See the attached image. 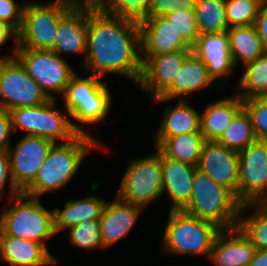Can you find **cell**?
Wrapping results in <instances>:
<instances>
[{
    "label": "cell",
    "instance_id": "42",
    "mask_svg": "<svg viewBox=\"0 0 267 266\" xmlns=\"http://www.w3.org/2000/svg\"><path fill=\"white\" fill-rule=\"evenodd\" d=\"M255 26L267 53V0L261 6L259 15L256 18Z\"/></svg>",
    "mask_w": 267,
    "mask_h": 266
},
{
    "label": "cell",
    "instance_id": "43",
    "mask_svg": "<svg viewBox=\"0 0 267 266\" xmlns=\"http://www.w3.org/2000/svg\"><path fill=\"white\" fill-rule=\"evenodd\" d=\"M9 38H12L15 41L14 42L15 46L14 49L12 50V55L10 54L9 56H15L16 51L19 48L18 45L19 32L9 24L0 22V46L6 44L5 42H7Z\"/></svg>",
    "mask_w": 267,
    "mask_h": 266
},
{
    "label": "cell",
    "instance_id": "32",
    "mask_svg": "<svg viewBox=\"0 0 267 266\" xmlns=\"http://www.w3.org/2000/svg\"><path fill=\"white\" fill-rule=\"evenodd\" d=\"M255 140L251 118L243 108L216 141L239 152Z\"/></svg>",
    "mask_w": 267,
    "mask_h": 266
},
{
    "label": "cell",
    "instance_id": "25",
    "mask_svg": "<svg viewBox=\"0 0 267 266\" xmlns=\"http://www.w3.org/2000/svg\"><path fill=\"white\" fill-rule=\"evenodd\" d=\"M107 201L94 195L83 199L68 200L64 208H54V230L69 229L87 220H99L102 217Z\"/></svg>",
    "mask_w": 267,
    "mask_h": 266
},
{
    "label": "cell",
    "instance_id": "11",
    "mask_svg": "<svg viewBox=\"0 0 267 266\" xmlns=\"http://www.w3.org/2000/svg\"><path fill=\"white\" fill-rule=\"evenodd\" d=\"M15 56L49 99L56 98L52 93L63 94L71 77L76 73L64 57L52 50L18 48Z\"/></svg>",
    "mask_w": 267,
    "mask_h": 266
},
{
    "label": "cell",
    "instance_id": "8",
    "mask_svg": "<svg viewBox=\"0 0 267 266\" xmlns=\"http://www.w3.org/2000/svg\"><path fill=\"white\" fill-rule=\"evenodd\" d=\"M100 79L93 74L82 78L75 73L62 94L67 115L81 125L103 122L110 111L112 96L107 81Z\"/></svg>",
    "mask_w": 267,
    "mask_h": 266
},
{
    "label": "cell",
    "instance_id": "40",
    "mask_svg": "<svg viewBox=\"0 0 267 266\" xmlns=\"http://www.w3.org/2000/svg\"><path fill=\"white\" fill-rule=\"evenodd\" d=\"M8 181H9L8 185L11 198H14L22 193L13 183L8 151L0 152V198L5 193L4 190L6 187V183H8Z\"/></svg>",
    "mask_w": 267,
    "mask_h": 266
},
{
    "label": "cell",
    "instance_id": "21",
    "mask_svg": "<svg viewBox=\"0 0 267 266\" xmlns=\"http://www.w3.org/2000/svg\"><path fill=\"white\" fill-rule=\"evenodd\" d=\"M193 53L205 63L214 83L235 68L226 32L200 35L193 47Z\"/></svg>",
    "mask_w": 267,
    "mask_h": 266
},
{
    "label": "cell",
    "instance_id": "15",
    "mask_svg": "<svg viewBox=\"0 0 267 266\" xmlns=\"http://www.w3.org/2000/svg\"><path fill=\"white\" fill-rule=\"evenodd\" d=\"M193 50H178L150 56L144 63L139 86L149 96L160 97L174 82L186 58Z\"/></svg>",
    "mask_w": 267,
    "mask_h": 266
},
{
    "label": "cell",
    "instance_id": "35",
    "mask_svg": "<svg viewBox=\"0 0 267 266\" xmlns=\"http://www.w3.org/2000/svg\"><path fill=\"white\" fill-rule=\"evenodd\" d=\"M69 241L81 249L102 248L101 226L99 220H87L69 228Z\"/></svg>",
    "mask_w": 267,
    "mask_h": 266
},
{
    "label": "cell",
    "instance_id": "9",
    "mask_svg": "<svg viewBox=\"0 0 267 266\" xmlns=\"http://www.w3.org/2000/svg\"><path fill=\"white\" fill-rule=\"evenodd\" d=\"M156 150L129 162L115 195L118 199L145 208L163 194L161 152Z\"/></svg>",
    "mask_w": 267,
    "mask_h": 266
},
{
    "label": "cell",
    "instance_id": "30",
    "mask_svg": "<svg viewBox=\"0 0 267 266\" xmlns=\"http://www.w3.org/2000/svg\"><path fill=\"white\" fill-rule=\"evenodd\" d=\"M225 6L226 0H197L194 10L200 35L228 31Z\"/></svg>",
    "mask_w": 267,
    "mask_h": 266
},
{
    "label": "cell",
    "instance_id": "27",
    "mask_svg": "<svg viewBox=\"0 0 267 266\" xmlns=\"http://www.w3.org/2000/svg\"><path fill=\"white\" fill-rule=\"evenodd\" d=\"M205 139L201 132L157 137L155 148L165 157L197 166Z\"/></svg>",
    "mask_w": 267,
    "mask_h": 266
},
{
    "label": "cell",
    "instance_id": "4",
    "mask_svg": "<svg viewBox=\"0 0 267 266\" xmlns=\"http://www.w3.org/2000/svg\"><path fill=\"white\" fill-rule=\"evenodd\" d=\"M40 200L22 193L11 198L14 205L0 212V234L35 241L47 247L44 241L56 235L54 211L48 210Z\"/></svg>",
    "mask_w": 267,
    "mask_h": 266
},
{
    "label": "cell",
    "instance_id": "36",
    "mask_svg": "<svg viewBox=\"0 0 267 266\" xmlns=\"http://www.w3.org/2000/svg\"><path fill=\"white\" fill-rule=\"evenodd\" d=\"M164 17L173 24L182 40L189 47L193 48L200 36L195 10L177 9L166 14Z\"/></svg>",
    "mask_w": 267,
    "mask_h": 266
},
{
    "label": "cell",
    "instance_id": "17",
    "mask_svg": "<svg viewBox=\"0 0 267 266\" xmlns=\"http://www.w3.org/2000/svg\"><path fill=\"white\" fill-rule=\"evenodd\" d=\"M88 1H78L58 23L57 35L52 51L63 57L64 53L83 55L87 49Z\"/></svg>",
    "mask_w": 267,
    "mask_h": 266
},
{
    "label": "cell",
    "instance_id": "19",
    "mask_svg": "<svg viewBox=\"0 0 267 266\" xmlns=\"http://www.w3.org/2000/svg\"><path fill=\"white\" fill-rule=\"evenodd\" d=\"M256 250L238 227L222 229L214 240L210 259L215 266H249Z\"/></svg>",
    "mask_w": 267,
    "mask_h": 266
},
{
    "label": "cell",
    "instance_id": "10",
    "mask_svg": "<svg viewBox=\"0 0 267 266\" xmlns=\"http://www.w3.org/2000/svg\"><path fill=\"white\" fill-rule=\"evenodd\" d=\"M48 100L16 56L0 57V108L35 107Z\"/></svg>",
    "mask_w": 267,
    "mask_h": 266
},
{
    "label": "cell",
    "instance_id": "6",
    "mask_svg": "<svg viewBox=\"0 0 267 266\" xmlns=\"http://www.w3.org/2000/svg\"><path fill=\"white\" fill-rule=\"evenodd\" d=\"M55 103V99H49L39 106L9 110L13 131L20 127L26 132L25 135L46 138L54 143L69 142L78 134L90 135L84 128L72 122L69 116L67 118L61 112L63 110L55 109Z\"/></svg>",
    "mask_w": 267,
    "mask_h": 266
},
{
    "label": "cell",
    "instance_id": "34",
    "mask_svg": "<svg viewBox=\"0 0 267 266\" xmlns=\"http://www.w3.org/2000/svg\"><path fill=\"white\" fill-rule=\"evenodd\" d=\"M266 0H226V19L229 28L255 24Z\"/></svg>",
    "mask_w": 267,
    "mask_h": 266
},
{
    "label": "cell",
    "instance_id": "33",
    "mask_svg": "<svg viewBox=\"0 0 267 266\" xmlns=\"http://www.w3.org/2000/svg\"><path fill=\"white\" fill-rule=\"evenodd\" d=\"M108 14L137 22L150 17L152 0H95Z\"/></svg>",
    "mask_w": 267,
    "mask_h": 266
},
{
    "label": "cell",
    "instance_id": "29",
    "mask_svg": "<svg viewBox=\"0 0 267 266\" xmlns=\"http://www.w3.org/2000/svg\"><path fill=\"white\" fill-rule=\"evenodd\" d=\"M252 209L254 212L244 217ZM237 227L256 249L267 250V204H243Z\"/></svg>",
    "mask_w": 267,
    "mask_h": 266
},
{
    "label": "cell",
    "instance_id": "38",
    "mask_svg": "<svg viewBox=\"0 0 267 266\" xmlns=\"http://www.w3.org/2000/svg\"><path fill=\"white\" fill-rule=\"evenodd\" d=\"M24 5L25 2L19 4L15 0H0V22L9 24L19 32Z\"/></svg>",
    "mask_w": 267,
    "mask_h": 266
},
{
    "label": "cell",
    "instance_id": "31",
    "mask_svg": "<svg viewBox=\"0 0 267 266\" xmlns=\"http://www.w3.org/2000/svg\"><path fill=\"white\" fill-rule=\"evenodd\" d=\"M244 74L237 84L242 99L267 97V53L244 65Z\"/></svg>",
    "mask_w": 267,
    "mask_h": 266
},
{
    "label": "cell",
    "instance_id": "44",
    "mask_svg": "<svg viewBox=\"0 0 267 266\" xmlns=\"http://www.w3.org/2000/svg\"><path fill=\"white\" fill-rule=\"evenodd\" d=\"M249 266H267V250L257 249Z\"/></svg>",
    "mask_w": 267,
    "mask_h": 266
},
{
    "label": "cell",
    "instance_id": "37",
    "mask_svg": "<svg viewBox=\"0 0 267 266\" xmlns=\"http://www.w3.org/2000/svg\"><path fill=\"white\" fill-rule=\"evenodd\" d=\"M242 102L251 118L256 139L267 142V97L244 99Z\"/></svg>",
    "mask_w": 267,
    "mask_h": 266
},
{
    "label": "cell",
    "instance_id": "12",
    "mask_svg": "<svg viewBox=\"0 0 267 266\" xmlns=\"http://www.w3.org/2000/svg\"><path fill=\"white\" fill-rule=\"evenodd\" d=\"M238 200L267 204V142L255 140L238 152Z\"/></svg>",
    "mask_w": 267,
    "mask_h": 266
},
{
    "label": "cell",
    "instance_id": "20",
    "mask_svg": "<svg viewBox=\"0 0 267 266\" xmlns=\"http://www.w3.org/2000/svg\"><path fill=\"white\" fill-rule=\"evenodd\" d=\"M113 202L106 203L102 217L99 219L101 238L104 248H109L127 235L138 221L141 206L126 203L116 196Z\"/></svg>",
    "mask_w": 267,
    "mask_h": 266
},
{
    "label": "cell",
    "instance_id": "2",
    "mask_svg": "<svg viewBox=\"0 0 267 266\" xmlns=\"http://www.w3.org/2000/svg\"><path fill=\"white\" fill-rule=\"evenodd\" d=\"M104 150V145L90 135L78 134L69 142L55 143L37 172L34 180L22 194L39 198L42 194L53 193L64 188L77 173L91 148Z\"/></svg>",
    "mask_w": 267,
    "mask_h": 266
},
{
    "label": "cell",
    "instance_id": "7",
    "mask_svg": "<svg viewBox=\"0 0 267 266\" xmlns=\"http://www.w3.org/2000/svg\"><path fill=\"white\" fill-rule=\"evenodd\" d=\"M79 0H55L47 3L25 1L22 26L19 31V48L52 50L59 20Z\"/></svg>",
    "mask_w": 267,
    "mask_h": 266
},
{
    "label": "cell",
    "instance_id": "18",
    "mask_svg": "<svg viewBox=\"0 0 267 266\" xmlns=\"http://www.w3.org/2000/svg\"><path fill=\"white\" fill-rule=\"evenodd\" d=\"M163 193L167 192L170 211H182L190 202L197 166L165 157L161 153Z\"/></svg>",
    "mask_w": 267,
    "mask_h": 266
},
{
    "label": "cell",
    "instance_id": "41",
    "mask_svg": "<svg viewBox=\"0 0 267 266\" xmlns=\"http://www.w3.org/2000/svg\"><path fill=\"white\" fill-rule=\"evenodd\" d=\"M13 131L10 112L0 108V152H6L10 146V135Z\"/></svg>",
    "mask_w": 267,
    "mask_h": 266
},
{
    "label": "cell",
    "instance_id": "23",
    "mask_svg": "<svg viewBox=\"0 0 267 266\" xmlns=\"http://www.w3.org/2000/svg\"><path fill=\"white\" fill-rule=\"evenodd\" d=\"M213 82L205 63L192 52L175 76L173 84L160 97L153 100L159 103L175 97H181L182 100L187 94L210 87Z\"/></svg>",
    "mask_w": 267,
    "mask_h": 266
},
{
    "label": "cell",
    "instance_id": "39",
    "mask_svg": "<svg viewBox=\"0 0 267 266\" xmlns=\"http://www.w3.org/2000/svg\"><path fill=\"white\" fill-rule=\"evenodd\" d=\"M197 0H152L150 16H165L166 14L181 10H194Z\"/></svg>",
    "mask_w": 267,
    "mask_h": 266
},
{
    "label": "cell",
    "instance_id": "3",
    "mask_svg": "<svg viewBox=\"0 0 267 266\" xmlns=\"http://www.w3.org/2000/svg\"><path fill=\"white\" fill-rule=\"evenodd\" d=\"M242 205L230 189L196 169L191 200L182 211L221 229H232L238 226Z\"/></svg>",
    "mask_w": 267,
    "mask_h": 266
},
{
    "label": "cell",
    "instance_id": "26",
    "mask_svg": "<svg viewBox=\"0 0 267 266\" xmlns=\"http://www.w3.org/2000/svg\"><path fill=\"white\" fill-rule=\"evenodd\" d=\"M156 137H172L201 132V113L180 99L175 107L167 106Z\"/></svg>",
    "mask_w": 267,
    "mask_h": 266
},
{
    "label": "cell",
    "instance_id": "1",
    "mask_svg": "<svg viewBox=\"0 0 267 266\" xmlns=\"http://www.w3.org/2000/svg\"><path fill=\"white\" fill-rule=\"evenodd\" d=\"M84 72L126 76L139 84L143 62L139 22L105 12L95 0L88 1L87 49Z\"/></svg>",
    "mask_w": 267,
    "mask_h": 266
},
{
    "label": "cell",
    "instance_id": "24",
    "mask_svg": "<svg viewBox=\"0 0 267 266\" xmlns=\"http://www.w3.org/2000/svg\"><path fill=\"white\" fill-rule=\"evenodd\" d=\"M242 109L243 102L237 94L207 105L201 113L200 127L205 141H216Z\"/></svg>",
    "mask_w": 267,
    "mask_h": 266
},
{
    "label": "cell",
    "instance_id": "28",
    "mask_svg": "<svg viewBox=\"0 0 267 266\" xmlns=\"http://www.w3.org/2000/svg\"><path fill=\"white\" fill-rule=\"evenodd\" d=\"M230 53L235 67L239 63L246 65L266 52L258 35L255 24L229 28Z\"/></svg>",
    "mask_w": 267,
    "mask_h": 266
},
{
    "label": "cell",
    "instance_id": "16",
    "mask_svg": "<svg viewBox=\"0 0 267 266\" xmlns=\"http://www.w3.org/2000/svg\"><path fill=\"white\" fill-rule=\"evenodd\" d=\"M141 31V58L164 55L178 50H193L164 16H150L139 22Z\"/></svg>",
    "mask_w": 267,
    "mask_h": 266
},
{
    "label": "cell",
    "instance_id": "13",
    "mask_svg": "<svg viewBox=\"0 0 267 266\" xmlns=\"http://www.w3.org/2000/svg\"><path fill=\"white\" fill-rule=\"evenodd\" d=\"M55 143L46 138L24 135L8 149L13 183L22 192L36 177Z\"/></svg>",
    "mask_w": 267,
    "mask_h": 266
},
{
    "label": "cell",
    "instance_id": "5",
    "mask_svg": "<svg viewBox=\"0 0 267 266\" xmlns=\"http://www.w3.org/2000/svg\"><path fill=\"white\" fill-rule=\"evenodd\" d=\"M221 230L215 223L184 211H169L162 237L163 252L170 255H204L210 258L214 240Z\"/></svg>",
    "mask_w": 267,
    "mask_h": 266
},
{
    "label": "cell",
    "instance_id": "22",
    "mask_svg": "<svg viewBox=\"0 0 267 266\" xmlns=\"http://www.w3.org/2000/svg\"><path fill=\"white\" fill-rule=\"evenodd\" d=\"M0 259L11 266H48L58 261L43 244L0 234Z\"/></svg>",
    "mask_w": 267,
    "mask_h": 266
},
{
    "label": "cell",
    "instance_id": "14",
    "mask_svg": "<svg viewBox=\"0 0 267 266\" xmlns=\"http://www.w3.org/2000/svg\"><path fill=\"white\" fill-rule=\"evenodd\" d=\"M197 169L230 189L238 198V152L217 141H205Z\"/></svg>",
    "mask_w": 267,
    "mask_h": 266
}]
</instances>
